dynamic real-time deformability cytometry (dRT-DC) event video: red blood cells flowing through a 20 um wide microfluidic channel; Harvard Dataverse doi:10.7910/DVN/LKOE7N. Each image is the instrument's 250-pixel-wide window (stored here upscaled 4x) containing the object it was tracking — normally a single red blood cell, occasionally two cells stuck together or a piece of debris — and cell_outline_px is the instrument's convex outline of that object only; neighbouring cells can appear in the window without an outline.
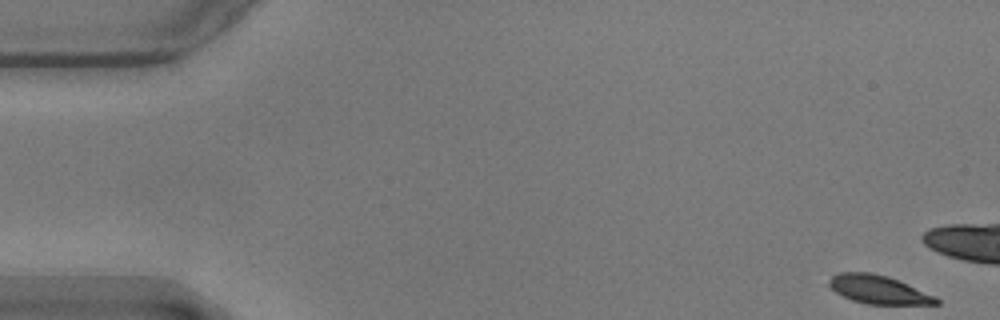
{"species": "common noctule bat (a hibernating species)", "species_latin": "Nyctalus noctula", "temperature_condition": "warm", "stored_images_in_passage": 15, "camera_frame_rate_fps": 3000, "um_per_image_px": 0.085, "animal": {"sex": "male", "body_mass_g": 17.9}, "frame": {"image": 1, "passage_image": 1, "time_ms": 0.0, "image_size_px": [1000, 320], "cell_outline_px": [[940, 304], [868, 304], [852, 300], [836, 292], [828, 284], [832, 276], [840, 272], [872, 272], [888, 276], [936, 296], [940, 300]], "centroid_in_image_um": [74.69, 24.61], "position_along_channel_um": 10.3, "area_um2": 17.63}}